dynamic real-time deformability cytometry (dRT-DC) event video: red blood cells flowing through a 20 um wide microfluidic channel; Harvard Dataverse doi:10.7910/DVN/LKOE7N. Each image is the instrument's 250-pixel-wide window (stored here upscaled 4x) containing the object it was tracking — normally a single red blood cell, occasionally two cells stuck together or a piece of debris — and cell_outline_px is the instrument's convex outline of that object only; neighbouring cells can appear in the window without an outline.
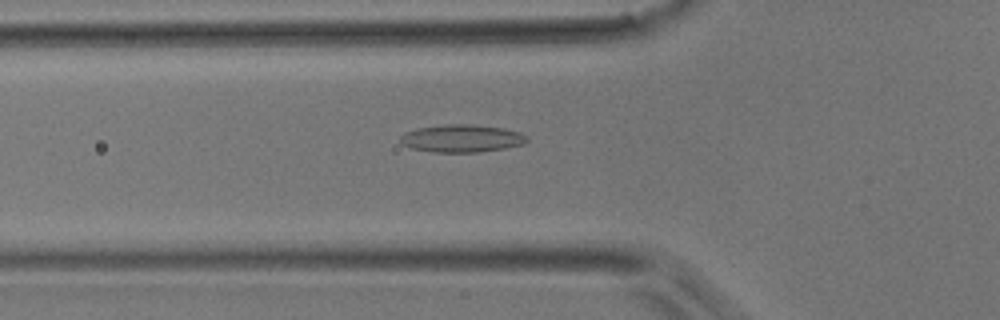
{"species": "common noctule bat (a hibernating species)", "species_latin": "Nyctalus noctula", "temperature_condition": "room temperature", "stored_images_in_passage": 13, "camera_frame_rate_fps": 3000, "um_per_image_px": 0.085, "animal": {"sex": "male", "body_mass_g": 17.9}, "frame": {"image": 1, "passage_image": 7, "time_ms": 2.0, "image_size_px": [1000, 320], "cell_outline_px": [[528, 140], [524, 144], [504, 148], [480, 152], [432, 152], [412, 148], [400, 144], [400, 136], [404, 132], [416, 128], [448, 124], [468, 124], [504, 128], [520, 132], [528, 136]], "centroid_in_image_um": [39.24, 11.76], "position_along_channel_um": 86.6, "area_um2": 20.52}}
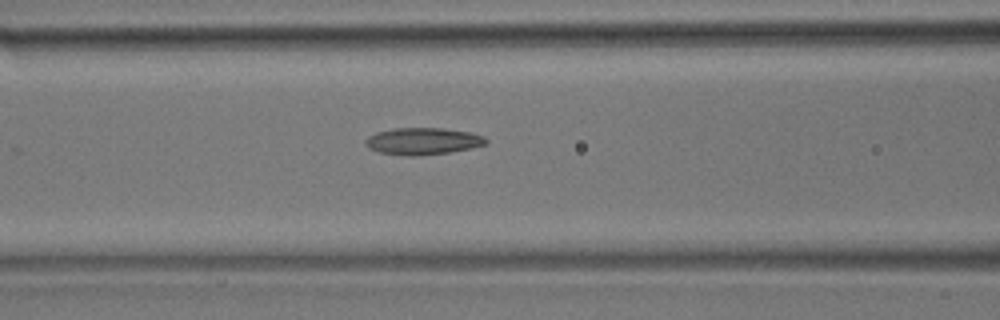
{"frame": {"image": 2, "passage_image": 10, "time_ms": 3.0, "image_size_px": [1000, 320], "cell_outline_px": [[488, 144], [472, 148], [452, 152], [416, 156], [408, 156], [376, 152], [368, 148], [364, 144], [364, 140], [368, 136], [376, 132], [392, 128], [444, 128], [468, 132], [484, 136], [488, 140]], "centroid_in_image_um": [35.92, 12.0], "position_along_channel_um": 130.7, "area_um2": 19.25}}
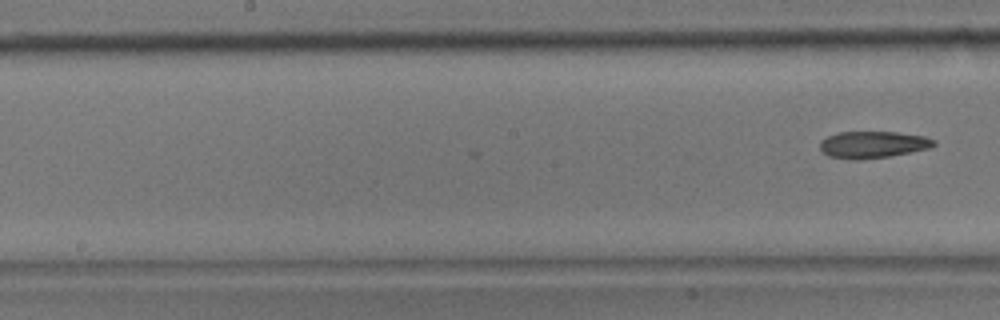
{"frame": {"image": 3, "passage_image": 13, "time_ms": 4.0, "image_size_px": [1000, 320], "cell_outline_px": [[936, 144], [932, 148], [888, 156], [856, 160], [828, 156], [820, 148], [820, 140], [828, 136], [840, 132], [896, 132], [924, 136], [936, 140]], "centroid_in_image_um": [74.21, 12.29], "position_along_channel_um": 174.0, "area_um2": 17.74}}